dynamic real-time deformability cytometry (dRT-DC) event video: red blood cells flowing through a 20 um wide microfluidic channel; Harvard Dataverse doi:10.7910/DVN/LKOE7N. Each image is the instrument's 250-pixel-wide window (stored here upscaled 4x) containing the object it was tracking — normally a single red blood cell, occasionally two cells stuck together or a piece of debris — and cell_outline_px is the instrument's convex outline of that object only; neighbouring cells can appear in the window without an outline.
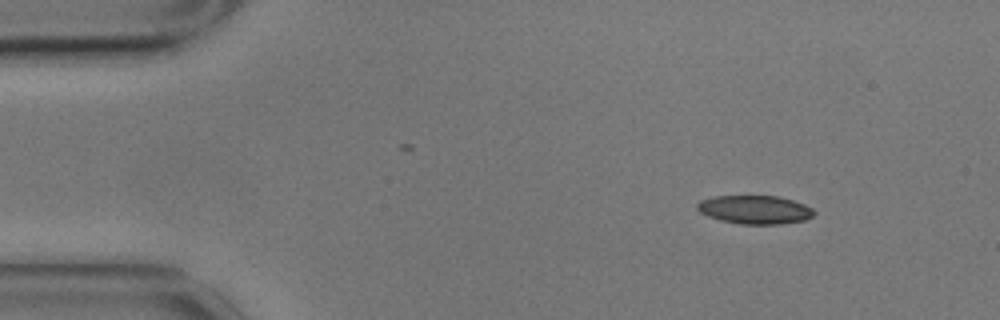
{"species": "common noctule bat (a hibernating species)", "species_latin": "Nyctalus noctula", "temperature_condition": "cold", "stored_images_in_passage": 56, "camera_frame_rate_fps": 3000, "um_per_image_px": 0.085, "animal": {"sex": "male", "body_mass_g": 17.9}, "frame": {"image": 1, "passage_image": 6, "time_ms": 1.667, "image_size_px": [1000, 320], "cell_outline_px": [[816, 212], [812, 216], [804, 220], [780, 224], [740, 224], [720, 220], [708, 216], [700, 212], [696, 208], [696, 204], [700, 200], [716, 196], [780, 196], [804, 204], [812, 208]], "centroid_in_image_um": [64.15, 17.82], "position_along_channel_um": 20.8, "area_um2": 19.42}}
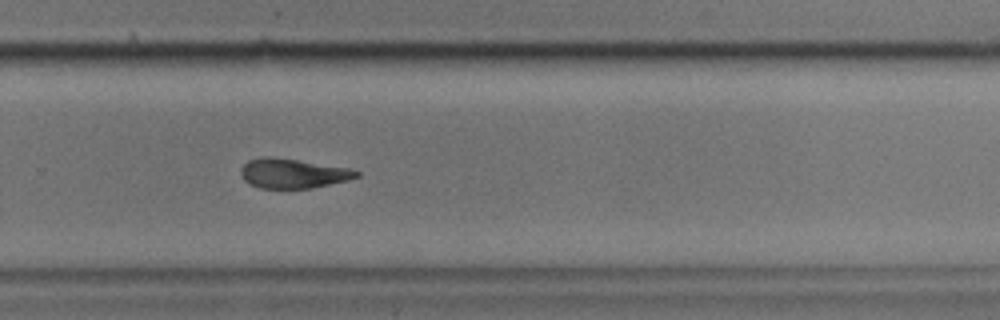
{"frame": {"image": 2, "passage_image": 37, "time_ms": 12.0, "image_size_px": [1000, 320], "cell_outline_px": [[360, 176], [348, 180], [312, 188], [260, 188], [244, 180], [240, 172], [240, 168], [248, 160], [264, 156], [272, 156], [348, 168], [360, 172]], "centroid_in_image_um": [24.88, 14.73], "position_along_channel_um": 304.9, "area_um2": 19.83}}
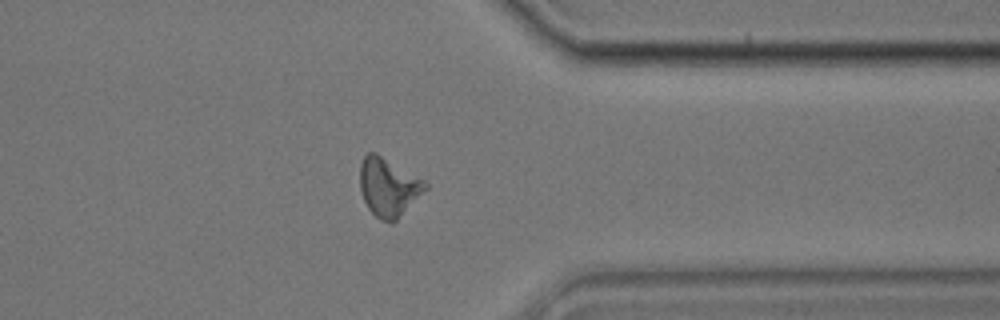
{"frame": {"image": 3, "passage_image": 44, "time_ms": 14.333, "image_size_px": [1000, 320], "cell_outline_px": [[428, 188], [392, 224], [380, 220], [368, 208], [364, 200], [360, 188], [360, 164], [364, 156], [368, 152], [376, 152], [424, 180], [428, 184]], "centroid_in_image_um": [33.01, 15.9], "position_along_channel_um": 378.4, "area_um2": 22.2}, "authors_computed_cell_mechanics": {"area_um2": 20.6346, "velocity_mm_per_s": 3.4743, "shape_relaxation_time_tau1_ms": 2.3713, "shape_relaxation_time_tau2_ms": null, "deformation_change_tau1": 0.1276, "deformation_change_tau2": null}}